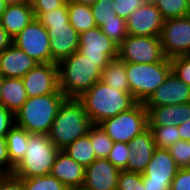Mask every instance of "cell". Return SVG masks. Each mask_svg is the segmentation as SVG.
<instances>
[{"instance_id": "cell-1", "label": "cell", "mask_w": 190, "mask_h": 190, "mask_svg": "<svg viewBox=\"0 0 190 190\" xmlns=\"http://www.w3.org/2000/svg\"><path fill=\"white\" fill-rule=\"evenodd\" d=\"M110 61H91L78 51L58 65L59 90L66 98H79L101 80L102 69Z\"/></svg>"}, {"instance_id": "cell-2", "label": "cell", "mask_w": 190, "mask_h": 190, "mask_svg": "<svg viewBox=\"0 0 190 190\" xmlns=\"http://www.w3.org/2000/svg\"><path fill=\"white\" fill-rule=\"evenodd\" d=\"M92 124L99 125L106 119L128 111L137 102L131 93L113 89L99 80L78 98Z\"/></svg>"}, {"instance_id": "cell-3", "label": "cell", "mask_w": 190, "mask_h": 190, "mask_svg": "<svg viewBox=\"0 0 190 190\" xmlns=\"http://www.w3.org/2000/svg\"><path fill=\"white\" fill-rule=\"evenodd\" d=\"M92 122L78 98H65L53 121L49 139L59 150L88 134Z\"/></svg>"}, {"instance_id": "cell-4", "label": "cell", "mask_w": 190, "mask_h": 190, "mask_svg": "<svg viewBox=\"0 0 190 190\" xmlns=\"http://www.w3.org/2000/svg\"><path fill=\"white\" fill-rule=\"evenodd\" d=\"M66 96L58 89L48 95L28 97L14 114L15 124L28 133L48 135L60 104Z\"/></svg>"}, {"instance_id": "cell-5", "label": "cell", "mask_w": 190, "mask_h": 190, "mask_svg": "<svg viewBox=\"0 0 190 190\" xmlns=\"http://www.w3.org/2000/svg\"><path fill=\"white\" fill-rule=\"evenodd\" d=\"M59 151L48 135L29 133L25 155L14 167L12 174L18 178L48 175Z\"/></svg>"}, {"instance_id": "cell-6", "label": "cell", "mask_w": 190, "mask_h": 190, "mask_svg": "<svg viewBox=\"0 0 190 190\" xmlns=\"http://www.w3.org/2000/svg\"><path fill=\"white\" fill-rule=\"evenodd\" d=\"M171 71V62H126V73L130 93L135 101L145 103L154 91L163 84Z\"/></svg>"}, {"instance_id": "cell-7", "label": "cell", "mask_w": 190, "mask_h": 190, "mask_svg": "<svg viewBox=\"0 0 190 190\" xmlns=\"http://www.w3.org/2000/svg\"><path fill=\"white\" fill-rule=\"evenodd\" d=\"M113 142L129 143L148 128L147 109L144 103H136L128 111L106 119L99 124Z\"/></svg>"}, {"instance_id": "cell-8", "label": "cell", "mask_w": 190, "mask_h": 190, "mask_svg": "<svg viewBox=\"0 0 190 190\" xmlns=\"http://www.w3.org/2000/svg\"><path fill=\"white\" fill-rule=\"evenodd\" d=\"M118 58L130 63L171 62L158 37L128 35L118 46Z\"/></svg>"}, {"instance_id": "cell-9", "label": "cell", "mask_w": 190, "mask_h": 190, "mask_svg": "<svg viewBox=\"0 0 190 190\" xmlns=\"http://www.w3.org/2000/svg\"><path fill=\"white\" fill-rule=\"evenodd\" d=\"M12 43L23 50L38 63H50V38L48 30L34 18L19 34Z\"/></svg>"}, {"instance_id": "cell-10", "label": "cell", "mask_w": 190, "mask_h": 190, "mask_svg": "<svg viewBox=\"0 0 190 190\" xmlns=\"http://www.w3.org/2000/svg\"><path fill=\"white\" fill-rule=\"evenodd\" d=\"M159 38L168 59L190 55V16L166 19Z\"/></svg>"}, {"instance_id": "cell-11", "label": "cell", "mask_w": 190, "mask_h": 190, "mask_svg": "<svg viewBox=\"0 0 190 190\" xmlns=\"http://www.w3.org/2000/svg\"><path fill=\"white\" fill-rule=\"evenodd\" d=\"M77 51L91 61H111L118 58V45L97 26L79 34Z\"/></svg>"}, {"instance_id": "cell-12", "label": "cell", "mask_w": 190, "mask_h": 190, "mask_svg": "<svg viewBox=\"0 0 190 190\" xmlns=\"http://www.w3.org/2000/svg\"><path fill=\"white\" fill-rule=\"evenodd\" d=\"M28 97L48 95L59 89L57 63H38L22 78Z\"/></svg>"}, {"instance_id": "cell-13", "label": "cell", "mask_w": 190, "mask_h": 190, "mask_svg": "<svg viewBox=\"0 0 190 190\" xmlns=\"http://www.w3.org/2000/svg\"><path fill=\"white\" fill-rule=\"evenodd\" d=\"M165 19L152 1H146L126 20L127 33L132 36L158 37Z\"/></svg>"}, {"instance_id": "cell-14", "label": "cell", "mask_w": 190, "mask_h": 190, "mask_svg": "<svg viewBox=\"0 0 190 190\" xmlns=\"http://www.w3.org/2000/svg\"><path fill=\"white\" fill-rule=\"evenodd\" d=\"M50 38L51 63H59L78 50L79 33L68 21L65 24L43 25Z\"/></svg>"}, {"instance_id": "cell-15", "label": "cell", "mask_w": 190, "mask_h": 190, "mask_svg": "<svg viewBox=\"0 0 190 190\" xmlns=\"http://www.w3.org/2000/svg\"><path fill=\"white\" fill-rule=\"evenodd\" d=\"M183 103H190V86L171 71L163 84L154 91L144 105L145 107H158Z\"/></svg>"}, {"instance_id": "cell-16", "label": "cell", "mask_w": 190, "mask_h": 190, "mask_svg": "<svg viewBox=\"0 0 190 190\" xmlns=\"http://www.w3.org/2000/svg\"><path fill=\"white\" fill-rule=\"evenodd\" d=\"M179 167L168 149L156 148L142 175L148 183L165 184L169 189Z\"/></svg>"}, {"instance_id": "cell-17", "label": "cell", "mask_w": 190, "mask_h": 190, "mask_svg": "<svg viewBox=\"0 0 190 190\" xmlns=\"http://www.w3.org/2000/svg\"><path fill=\"white\" fill-rule=\"evenodd\" d=\"M117 169L106 158H97L89 166L85 167V179L83 190H117Z\"/></svg>"}, {"instance_id": "cell-18", "label": "cell", "mask_w": 190, "mask_h": 190, "mask_svg": "<svg viewBox=\"0 0 190 190\" xmlns=\"http://www.w3.org/2000/svg\"><path fill=\"white\" fill-rule=\"evenodd\" d=\"M68 189H80L84 184L85 167L60 150L54 160L50 173Z\"/></svg>"}, {"instance_id": "cell-19", "label": "cell", "mask_w": 190, "mask_h": 190, "mask_svg": "<svg viewBox=\"0 0 190 190\" xmlns=\"http://www.w3.org/2000/svg\"><path fill=\"white\" fill-rule=\"evenodd\" d=\"M131 154L128 158L127 171L143 173L150 162L156 144L149 128L135 136L129 143Z\"/></svg>"}, {"instance_id": "cell-20", "label": "cell", "mask_w": 190, "mask_h": 190, "mask_svg": "<svg viewBox=\"0 0 190 190\" xmlns=\"http://www.w3.org/2000/svg\"><path fill=\"white\" fill-rule=\"evenodd\" d=\"M38 62L13 43L0 53V74L3 77L22 78Z\"/></svg>"}, {"instance_id": "cell-21", "label": "cell", "mask_w": 190, "mask_h": 190, "mask_svg": "<svg viewBox=\"0 0 190 190\" xmlns=\"http://www.w3.org/2000/svg\"><path fill=\"white\" fill-rule=\"evenodd\" d=\"M35 18L33 8L29 3L6 5L1 15L0 24L13 39Z\"/></svg>"}, {"instance_id": "cell-22", "label": "cell", "mask_w": 190, "mask_h": 190, "mask_svg": "<svg viewBox=\"0 0 190 190\" xmlns=\"http://www.w3.org/2000/svg\"><path fill=\"white\" fill-rule=\"evenodd\" d=\"M1 97L2 105L15 114L28 99L22 79L3 77Z\"/></svg>"}, {"instance_id": "cell-23", "label": "cell", "mask_w": 190, "mask_h": 190, "mask_svg": "<svg viewBox=\"0 0 190 190\" xmlns=\"http://www.w3.org/2000/svg\"><path fill=\"white\" fill-rule=\"evenodd\" d=\"M101 81L121 92L130 93L128 78L126 73V62L119 58L111 60L101 73Z\"/></svg>"}, {"instance_id": "cell-24", "label": "cell", "mask_w": 190, "mask_h": 190, "mask_svg": "<svg viewBox=\"0 0 190 190\" xmlns=\"http://www.w3.org/2000/svg\"><path fill=\"white\" fill-rule=\"evenodd\" d=\"M29 140V133L16 124L6 135L8 156L10 163L15 167L24 157Z\"/></svg>"}, {"instance_id": "cell-25", "label": "cell", "mask_w": 190, "mask_h": 190, "mask_svg": "<svg viewBox=\"0 0 190 190\" xmlns=\"http://www.w3.org/2000/svg\"><path fill=\"white\" fill-rule=\"evenodd\" d=\"M67 9L69 22L79 34L96 27L90 6L67 0Z\"/></svg>"}, {"instance_id": "cell-26", "label": "cell", "mask_w": 190, "mask_h": 190, "mask_svg": "<svg viewBox=\"0 0 190 190\" xmlns=\"http://www.w3.org/2000/svg\"><path fill=\"white\" fill-rule=\"evenodd\" d=\"M88 135L78 138L63 150L77 163L87 167L97 158Z\"/></svg>"}, {"instance_id": "cell-27", "label": "cell", "mask_w": 190, "mask_h": 190, "mask_svg": "<svg viewBox=\"0 0 190 190\" xmlns=\"http://www.w3.org/2000/svg\"><path fill=\"white\" fill-rule=\"evenodd\" d=\"M151 130L156 148L168 149L180 139L177 125H148Z\"/></svg>"}, {"instance_id": "cell-28", "label": "cell", "mask_w": 190, "mask_h": 190, "mask_svg": "<svg viewBox=\"0 0 190 190\" xmlns=\"http://www.w3.org/2000/svg\"><path fill=\"white\" fill-rule=\"evenodd\" d=\"M87 135L90 137L96 158H107L114 142L102 127L100 125L93 124L89 128Z\"/></svg>"}, {"instance_id": "cell-29", "label": "cell", "mask_w": 190, "mask_h": 190, "mask_svg": "<svg viewBox=\"0 0 190 190\" xmlns=\"http://www.w3.org/2000/svg\"><path fill=\"white\" fill-rule=\"evenodd\" d=\"M189 0H152L163 18H181L189 16Z\"/></svg>"}, {"instance_id": "cell-30", "label": "cell", "mask_w": 190, "mask_h": 190, "mask_svg": "<svg viewBox=\"0 0 190 190\" xmlns=\"http://www.w3.org/2000/svg\"><path fill=\"white\" fill-rule=\"evenodd\" d=\"M145 108L147 109L148 125H174L175 104Z\"/></svg>"}, {"instance_id": "cell-31", "label": "cell", "mask_w": 190, "mask_h": 190, "mask_svg": "<svg viewBox=\"0 0 190 190\" xmlns=\"http://www.w3.org/2000/svg\"><path fill=\"white\" fill-rule=\"evenodd\" d=\"M24 190H68V188L51 174L23 178Z\"/></svg>"}, {"instance_id": "cell-32", "label": "cell", "mask_w": 190, "mask_h": 190, "mask_svg": "<svg viewBox=\"0 0 190 190\" xmlns=\"http://www.w3.org/2000/svg\"><path fill=\"white\" fill-rule=\"evenodd\" d=\"M104 34L114 41L118 46L124 41L128 36L126 20L117 16V20H110L105 22L100 27Z\"/></svg>"}, {"instance_id": "cell-33", "label": "cell", "mask_w": 190, "mask_h": 190, "mask_svg": "<svg viewBox=\"0 0 190 190\" xmlns=\"http://www.w3.org/2000/svg\"><path fill=\"white\" fill-rule=\"evenodd\" d=\"M91 9L96 26L99 28L107 21L117 20L116 12L113 10V0H97Z\"/></svg>"}, {"instance_id": "cell-34", "label": "cell", "mask_w": 190, "mask_h": 190, "mask_svg": "<svg viewBox=\"0 0 190 190\" xmlns=\"http://www.w3.org/2000/svg\"><path fill=\"white\" fill-rule=\"evenodd\" d=\"M34 16L42 25L65 24L69 21L67 2L63 6L48 12H34Z\"/></svg>"}, {"instance_id": "cell-35", "label": "cell", "mask_w": 190, "mask_h": 190, "mask_svg": "<svg viewBox=\"0 0 190 190\" xmlns=\"http://www.w3.org/2000/svg\"><path fill=\"white\" fill-rule=\"evenodd\" d=\"M130 154L131 150L127 143L114 142V145L106 159L120 171L126 170Z\"/></svg>"}, {"instance_id": "cell-36", "label": "cell", "mask_w": 190, "mask_h": 190, "mask_svg": "<svg viewBox=\"0 0 190 190\" xmlns=\"http://www.w3.org/2000/svg\"><path fill=\"white\" fill-rule=\"evenodd\" d=\"M117 190H145L141 173L121 170Z\"/></svg>"}, {"instance_id": "cell-37", "label": "cell", "mask_w": 190, "mask_h": 190, "mask_svg": "<svg viewBox=\"0 0 190 190\" xmlns=\"http://www.w3.org/2000/svg\"><path fill=\"white\" fill-rule=\"evenodd\" d=\"M168 150L179 168H190V141L179 140Z\"/></svg>"}, {"instance_id": "cell-38", "label": "cell", "mask_w": 190, "mask_h": 190, "mask_svg": "<svg viewBox=\"0 0 190 190\" xmlns=\"http://www.w3.org/2000/svg\"><path fill=\"white\" fill-rule=\"evenodd\" d=\"M172 72L190 86V55L177 56L170 59Z\"/></svg>"}, {"instance_id": "cell-39", "label": "cell", "mask_w": 190, "mask_h": 190, "mask_svg": "<svg viewBox=\"0 0 190 190\" xmlns=\"http://www.w3.org/2000/svg\"><path fill=\"white\" fill-rule=\"evenodd\" d=\"M145 2L146 0H113V10L117 16L127 20L130 14L141 7Z\"/></svg>"}, {"instance_id": "cell-40", "label": "cell", "mask_w": 190, "mask_h": 190, "mask_svg": "<svg viewBox=\"0 0 190 190\" xmlns=\"http://www.w3.org/2000/svg\"><path fill=\"white\" fill-rule=\"evenodd\" d=\"M170 190H190V168H179Z\"/></svg>"}, {"instance_id": "cell-41", "label": "cell", "mask_w": 190, "mask_h": 190, "mask_svg": "<svg viewBox=\"0 0 190 190\" xmlns=\"http://www.w3.org/2000/svg\"><path fill=\"white\" fill-rule=\"evenodd\" d=\"M67 0H30L33 12H48L63 6Z\"/></svg>"}, {"instance_id": "cell-42", "label": "cell", "mask_w": 190, "mask_h": 190, "mask_svg": "<svg viewBox=\"0 0 190 190\" xmlns=\"http://www.w3.org/2000/svg\"><path fill=\"white\" fill-rule=\"evenodd\" d=\"M14 114L6 109L3 105L0 106V137H6L9 130L15 125Z\"/></svg>"}, {"instance_id": "cell-43", "label": "cell", "mask_w": 190, "mask_h": 190, "mask_svg": "<svg viewBox=\"0 0 190 190\" xmlns=\"http://www.w3.org/2000/svg\"><path fill=\"white\" fill-rule=\"evenodd\" d=\"M0 190H24L23 178L5 174L0 180Z\"/></svg>"}, {"instance_id": "cell-44", "label": "cell", "mask_w": 190, "mask_h": 190, "mask_svg": "<svg viewBox=\"0 0 190 190\" xmlns=\"http://www.w3.org/2000/svg\"><path fill=\"white\" fill-rule=\"evenodd\" d=\"M7 164V168H3L1 166H5ZM0 170L3 171L5 174H12L14 170V166L10 163V159L8 156V149H7V141L6 137H0Z\"/></svg>"}, {"instance_id": "cell-45", "label": "cell", "mask_w": 190, "mask_h": 190, "mask_svg": "<svg viewBox=\"0 0 190 190\" xmlns=\"http://www.w3.org/2000/svg\"><path fill=\"white\" fill-rule=\"evenodd\" d=\"M187 120H190V103L176 104L174 124L179 126Z\"/></svg>"}, {"instance_id": "cell-46", "label": "cell", "mask_w": 190, "mask_h": 190, "mask_svg": "<svg viewBox=\"0 0 190 190\" xmlns=\"http://www.w3.org/2000/svg\"><path fill=\"white\" fill-rule=\"evenodd\" d=\"M12 44V38L6 33L0 24V53Z\"/></svg>"}, {"instance_id": "cell-47", "label": "cell", "mask_w": 190, "mask_h": 190, "mask_svg": "<svg viewBox=\"0 0 190 190\" xmlns=\"http://www.w3.org/2000/svg\"><path fill=\"white\" fill-rule=\"evenodd\" d=\"M181 140L190 141V120H187L178 126Z\"/></svg>"}, {"instance_id": "cell-48", "label": "cell", "mask_w": 190, "mask_h": 190, "mask_svg": "<svg viewBox=\"0 0 190 190\" xmlns=\"http://www.w3.org/2000/svg\"><path fill=\"white\" fill-rule=\"evenodd\" d=\"M145 190H170L165 184L148 183L143 181Z\"/></svg>"}, {"instance_id": "cell-49", "label": "cell", "mask_w": 190, "mask_h": 190, "mask_svg": "<svg viewBox=\"0 0 190 190\" xmlns=\"http://www.w3.org/2000/svg\"><path fill=\"white\" fill-rule=\"evenodd\" d=\"M3 1L6 5L25 4L30 2V0H3Z\"/></svg>"}, {"instance_id": "cell-50", "label": "cell", "mask_w": 190, "mask_h": 190, "mask_svg": "<svg viewBox=\"0 0 190 190\" xmlns=\"http://www.w3.org/2000/svg\"><path fill=\"white\" fill-rule=\"evenodd\" d=\"M71 1L91 7L92 5L95 4L97 0H71Z\"/></svg>"}, {"instance_id": "cell-51", "label": "cell", "mask_w": 190, "mask_h": 190, "mask_svg": "<svg viewBox=\"0 0 190 190\" xmlns=\"http://www.w3.org/2000/svg\"><path fill=\"white\" fill-rule=\"evenodd\" d=\"M5 8H6V4L4 3L3 0H0V18L3 12L5 11Z\"/></svg>"}, {"instance_id": "cell-52", "label": "cell", "mask_w": 190, "mask_h": 190, "mask_svg": "<svg viewBox=\"0 0 190 190\" xmlns=\"http://www.w3.org/2000/svg\"><path fill=\"white\" fill-rule=\"evenodd\" d=\"M3 85V76L0 74V106L2 105L1 89Z\"/></svg>"}, {"instance_id": "cell-53", "label": "cell", "mask_w": 190, "mask_h": 190, "mask_svg": "<svg viewBox=\"0 0 190 190\" xmlns=\"http://www.w3.org/2000/svg\"><path fill=\"white\" fill-rule=\"evenodd\" d=\"M4 175H5V173L0 170V180H1V178H2Z\"/></svg>"}, {"instance_id": "cell-54", "label": "cell", "mask_w": 190, "mask_h": 190, "mask_svg": "<svg viewBox=\"0 0 190 190\" xmlns=\"http://www.w3.org/2000/svg\"><path fill=\"white\" fill-rule=\"evenodd\" d=\"M188 7H189V16H190V0L188 1Z\"/></svg>"}, {"instance_id": "cell-55", "label": "cell", "mask_w": 190, "mask_h": 190, "mask_svg": "<svg viewBox=\"0 0 190 190\" xmlns=\"http://www.w3.org/2000/svg\"><path fill=\"white\" fill-rule=\"evenodd\" d=\"M68 190H83L82 188H80V189H68Z\"/></svg>"}]
</instances>
